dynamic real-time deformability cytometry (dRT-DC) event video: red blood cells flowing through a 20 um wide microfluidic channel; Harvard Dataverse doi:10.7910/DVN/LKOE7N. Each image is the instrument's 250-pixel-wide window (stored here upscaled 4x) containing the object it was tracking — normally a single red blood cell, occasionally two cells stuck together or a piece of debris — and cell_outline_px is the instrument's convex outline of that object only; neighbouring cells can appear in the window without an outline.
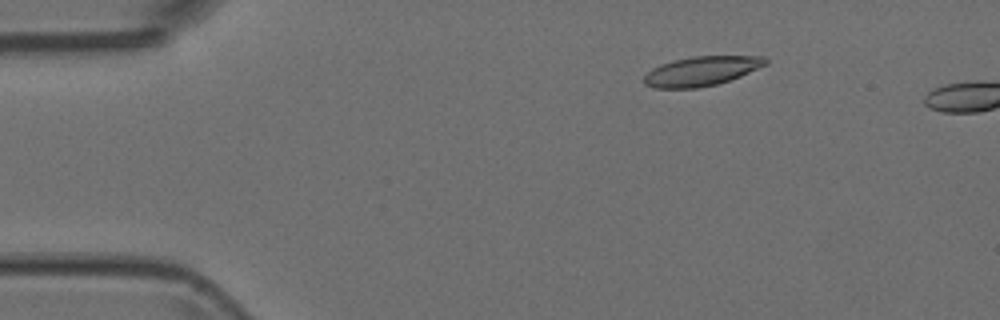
{"species": "Egyptian fruit bat (a non-hibernating species)", "species_latin": "Rousettus aegyptiacus", "temperature_condition": "room temperature", "stored_images_in_passage": 4, "camera_frame_rate_fps": 3000, "um_per_image_px": 0.085, "animal": {"sex": "female"}, "frame": {"image": 1, "passage_image": 3, "time_ms": 0.667, "image_size_px": [1000, 320], "cell_outline_px": [[768, 64], [740, 76], [716, 84], [696, 88], [652, 88], [644, 84], [644, 76], [652, 68], [660, 64], [672, 60], [692, 56], [764, 56], [768, 60]], "centroid_in_image_um": [59.61, 6.03], "position_along_channel_um": 25.4, "area_um2": 20.87}}